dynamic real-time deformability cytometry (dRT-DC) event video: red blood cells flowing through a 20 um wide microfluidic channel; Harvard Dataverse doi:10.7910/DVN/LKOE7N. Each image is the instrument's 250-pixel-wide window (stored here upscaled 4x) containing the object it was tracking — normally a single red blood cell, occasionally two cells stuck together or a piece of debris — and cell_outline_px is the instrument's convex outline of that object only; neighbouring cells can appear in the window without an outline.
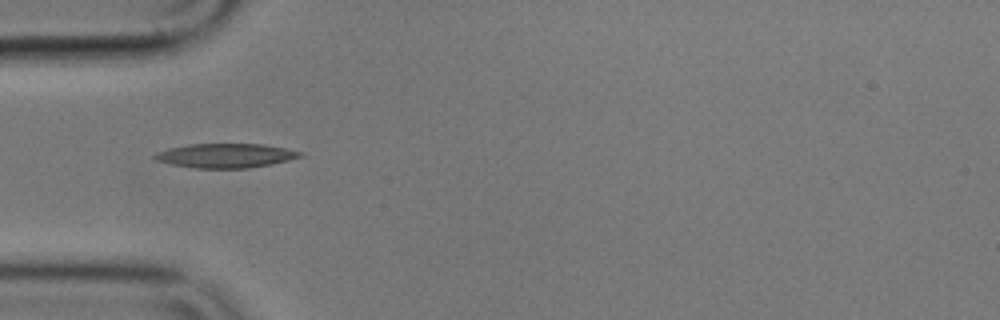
{"species": "common noctule bat (a hibernating species)", "species_latin": "Nyctalus noctula", "temperature_condition": "cold", "stored_images_in_passage": 10, "camera_frame_rate_fps": 3000, "um_per_image_px": 0.085, "animal": {"sex": "male", "body_mass_g": 17.9}, "frame": {"image": 1, "passage_image": 1, "time_ms": 0.0, "image_size_px": [1000, 320], "cell_outline_px": [[304, 156], [272, 164], [248, 168], [196, 168], [172, 164], [156, 160], [152, 156], [156, 152], [168, 148], [192, 144], [264, 144], [304, 152]], "centroid_in_image_um": [19.2, 13.22], "position_along_channel_um": 65.8, "area_um2": 20.52}}
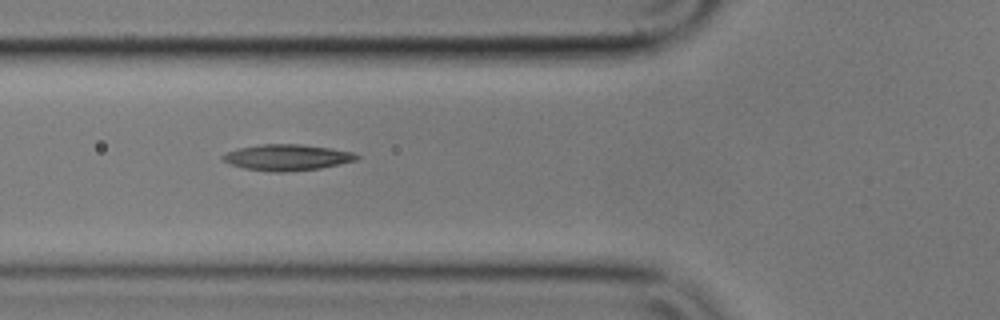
{"frame": {"image": 2, "passage_image": 4, "time_ms": 1.0, "image_size_px": [1000, 320], "cell_outline_px": [[360, 156], [356, 160], [320, 168], [284, 172], [272, 172], [244, 168], [232, 164], [224, 160], [220, 156], [236, 148], [260, 144], [300, 144], [332, 148], [352, 152]], "centroid_in_image_um": [24.39, 13.37], "position_along_channel_um": 101.4, "area_um2": 20.23}}
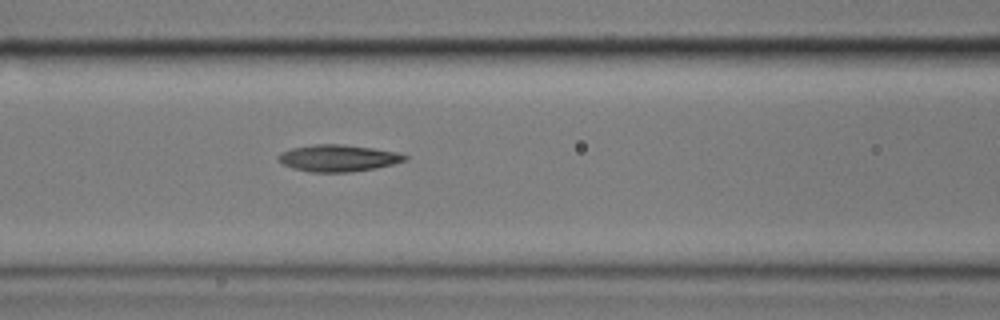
{"frame": {"image": 3, "passage_image": 7, "time_ms": 2.0, "image_size_px": [1000, 320], "cell_outline_px": [[408, 160], [376, 168], [352, 172], [308, 172], [292, 168], [284, 164], [276, 156], [280, 152], [292, 148], [312, 144], [344, 144], [372, 148], [396, 152], [408, 156]], "centroid_in_image_um": [28.73, 13.44], "position_along_channel_um": 137.9, "area_um2": 19.83}}